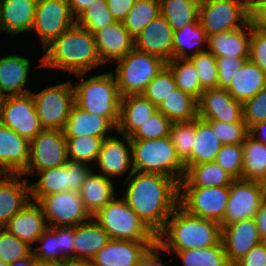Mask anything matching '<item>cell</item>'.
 Listing matches in <instances>:
<instances>
[{"label":"cell","mask_w":266,"mask_h":266,"mask_svg":"<svg viewBox=\"0 0 266 266\" xmlns=\"http://www.w3.org/2000/svg\"><path fill=\"white\" fill-rule=\"evenodd\" d=\"M125 184L122 197L157 235L179 206V182L161 174L134 171L126 177Z\"/></svg>","instance_id":"6da1fadb"},{"label":"cell","mask_w":266,"mask_h":266,"mask_svg":"<svg viewBox=\"0 0 266 266\" xmlns=\"http://www.w3.org/2000/svg\"><path fill=\"white\" fill-rule=\"evenodd\" d=\"M40 67L55 68L70 74L88 73L103 65L94 35L74 24L43 49Z\"/></svg>","instance_id":"7a4b0ae2"},{"label":"cell","mask_w":266,"mask_h":266,"mask_svg":"<svg viewBox=\"0 0 266 266\" xmlns=\"http://www.w3.org/2000/svg\"><path fill=\"white\" fill-rule=\"evenodd\" d=\"M221 241V225L187 213L178 206L157 234V245L168 254L173 251L202 249Z\"/></svg>","instance_id":"3957f363"},{"label":"cell","mask_w":266,"mask_h":266,"mask_svg":"<svg viewBox=\"0 0 266 266\" xmlns=\"http://www.w3.org/2000/svg\"><path fill=\"white\" fill-rule=\"evenodd\" d=\"M85 74H74L81 79L73 85L75 104L88 113L107 117L117 127L121 95L113 70L83 80Z\"/></svg>","instance_id":"277c9868"},{"label":"cell","mask_w":266,"mask_h":266,"mask_svg":"<svg viewBox=\"0 0 266 266\" xmlns=\"http://www.w3.org/2000/svg\"><path fill=\"white\" fill-rule=\"evenodd\" d=\"M134 171L169 176L180 182L185 164L177 155L170 137L153 140H131Z\"/></svg>","instance_id":"5b68a950"},{"label":"cell","mask_w":266,"mask_h":266,"mask_svg":"<svg viewBox=\"0 0 266 266\" xmlns=\"http://www.w3.org/2000/svg\"><path fill=\"white\" fill-rule=\"evenodd\" d=\"M110 239L157 241V235L129 207L123 197L116 196L94 216Z\"/></svg>","instance_id":"8992f818"},{"label":"cell","mask_w":266,"mask_h":266,"mask_svg":"<svg viewBox=\"0 0 266 266\" xmlns=\"http://www.w3.org/2000/svg\"><path fill=\"white\" fill-rule=\"evenodd\" d=\"M115 63L117 67L113 74H115L121 97L141 94L166 65L161 58L135 48Z\"/></svg>","instance_id":"52a82bcc"},{"label":"cell","mask_w":266,"mask_h":266,"mask_svg":"<svg viewBox=\"0 0 266 266\" xmlns=\"http://www.w3.org/2000/svg\"><path fill=\"white\" fill-rule=\"evenodd\" d=\"M198 19L208 37L239 29L250 22V0H201Z\"/></svg>","instance_id":"ba28073f"},{"label":"cell","mask_w":266,"mask_h":266,"mask_svg":"<svg viewBox=\"0 0 266 266\" xmlns=\"http://www.w3.org/2000/svg\"><path fill=\"white\" fill-rule=\"evenodd\" d=\"M31 93L42 128L63 131L75 104L73 84L67 81Z\"/></svg>","instance_id":"9c48e42d"},{"label":"cell","mask_w":266,"mask_h":266,"mask_svg":"<svg viewBox=\"0 0 266 266\" xmlns=\"http://www.w3.org/2000/svg\"><path fill=\"white\" fill-rule=\"evenodd\" d=\"M229 186L179 187V206L187 213L221 224L227 209Z\"/></svg>","instance_id":"30bf717a"},{"label":"cell","mask_w":266,"mask_h":266,"mask_svg":"<svg viewBox=\"0 0 266 266\" xmlns=\"http://www.w3.org/2000/svg\"><path fill=\"white\" fill-rule=\"evenodd\" d=\"M68 159L64 132L57 129H43L30 141L29 162L22 175L27 177L42 170L62 166Z\"/></svg>","instance_id":"8fae6325"},{"label":"cell","mask_w":266,"mask_h":266,"mask_svg":"<svg viewBox=\"0 0 266 266\" xmlns=\"http://www.w3.org/2000/svg\"><path fill=\"white\" fill-rule=\"evenodd\" d=\"M0 123L31 141L43 130L32 93L5 96Z\"/></svg>","instance_id":"7c38bea8"},{"label":"cell","mask_w":266,"mask_h":266,"mask_svg":"<svg viewBox=\"0 0 266 266\" xmlns=\"http://www.w3.org/2000/svg\"><path fill=\"white\" fill-rule=\"evenodd\" d=\"M75 24L67 0H38L32 30L43 49Z\"/></svg>","instance_id":"4fadbf2b"},{"label":"cell","mask_w":266,"mask_h":266,"mask_svg":"<svg viewBox=\"0 0 266 266\" xmlns=\"http://www.w3.org/2000/svg\"><path fill=\"white\" fill-rule=\"evenodd\" d=\"M38 203L43 209L49 227L76 226L91 218L77 191L69 190L46 195Z\"/></svg>","instance_id":"5bb4252c"},{"label":"cell","mask_w":266,"mask_h":266,"mask_svg":"<svg viewBox=\"0 0 266 266\" xmlns=\"http://www.w3.org/2000/svg\"><path fill=\"white\" fill-rule=\"evenodd\" d=\"M263 200L259 181L235 179L229 186L227 209L220 225H229L244 219L255 218Z\"/></svg>","instance_id":"9a60e30c"},{"label":"cell","mask_w":266,"mask_h":266,"mask_svg":"<svg viewBox=\"0 0 266 266\" xmlns=\"http://www.w3.org/2000/svg\"><path fill=\"white\" fill-rule=\"evenodd\" d=\"M198 118L224 123L243 119V103L235 100L226 89L204 90L198 99Z\"/></svg>","instance_id":"2e32d148"},{"label":"cell","mask_w":266,"mask_h":266,"mask_svg":"<svg viewBox=\"0 0 266 266\" xmlns=\"http://www.w3.org/2000/svg\"><path fill=\"white\" fill-rule=\"evenodd\" d=\"M123 136V140H119L117 136L105 138L102 142L100 153L97 157V167L99 174L111 177H118L129 171L128 176L134 172L132 164V146L131 139Z\"/></svg>","instance_id":"e0dca14e"},{"label":"cell","mask_w":266,"mask_h":266,"mask_svg":"<svg viewBox=\"0 0 266 266\" xmlns=\"http://www.w3.org/2000/svg\"><path fill=\"white\" fill-rule=\"evenodd\" d=\"M174 31L166 19L159 15L134 38V48L164 60L173 59Z\"/></svg>","instance_id":"ac0fdd59"},{"label":"cell","mask_w":266,"mask_h":266,"mask_svg":"<svg viewBox=\"0 0 266 266\" xmlns=\"http://www.w3.org/2000/svg\"><path fill=\"white\" fill-rule=\"evenodd\" d=\"M157 241L110 239L91 259L96 266H138L140 259Z\"/></svg>","instance_id":"d6986e66"},{"label":"cell","mask_w":266,"mask_h":266,"mask_svg":"<svg viewBox=\"0 0 266 266\" xmlns=\"http://www.w3.org/2000/svg\"><path fill=\"white\" fill-rule=\"evenodd\" d=\"M221 241L228 262L233 265L263 240L258 234L255 218H249L233 224L221 225Z\"/></svg>","instance_id":"ffe728a7"},{"label":"cell","mask_w":266,"mask_h":266,"mask_svg":"<svg viewBox=\"0 0 266 266\" xmlns=\"http://www.w3.org/2000/svg\"><path fill=\"white\" fill-rule=\"evenodd\" d=\"M29 156L30 141L0 123V174H22Z\"/></svg>","instance_id":"44dd1931"},{"label":"cell","mask_w":266,"mask_h":266,"mask_svg":"<svg viewBox=\"0 0 266 266\" xmlns=\"http://www.w3.org/2000/svg\"><path fill=\"white\" fill-rule=\"evenodd\" d=\"M48 227L41 205L30 200L3 228L32 248Z\"/></svg>","instance_id":"7402d4cb"},{"label":"cell","mask_w":266,"mask_h":266,"mask_svg":"<svg viewBox=\"0 0 266 266\" xmlns=\"http://www.w3.org/2000/svg\"><path fill=\"white\" fill-rule=\"evenodd\" d=\"M23 177L22 174H0V228L31 200L29 179Z\"/></svg>","instance_id":"603a6c76"},{"label":"cell","mask_w":266,"mask_h":266,"mask_svg":"<svg viewBox=\"0 0 266 266\" xmlns=\"http://www.w3.org/2000/svg\"><path fill=\"white\" fill-rule=\"evenodd\" d=\"M99 55L104 64L117 61L134 49V37L122 22L116 21L94 34Z\"/></svg>","instance_id":"cb8c5ba5"},{"label":"cell","mask_w":266,"mask_h":266,"mask_svg":"<svg viewBox=\"0 0 266 266\" xmlns=\"http://www.w3.org/2000/svg\"><path fill=\"white\" fill-rule=\"evenodd\" d=\"M38 0H0L2 31L18 35L32 30Z\"/></svg>","instance_id":"d4e9b609"},{"label":"cell","mask_w":266,"mask_h":266,"mask_svg":"<svg viewBox=\"0 0 266 266\" xmlns=\"http://www.w3.org/2000/svg\"><path fill=\"white\" fill-rule=\"evenodd\" d=\"M158 111V107L142 94L121 97L117 132L130 136L149 117Z\"/></svg>","instance_id":"484cf974"},{"label":"cell","mask_w":266,"mask_h":266,"mask_svg":"<svg viewBox=\"0 0 266 266\" xmlns=\"http://www.w3.org/2000/svg\"><path fill=\"white\" fill-rule=\"evenodd\" d=\"M111 129L117 130V127L107 117L88 113L74 104L63 132L65 138L81 137L84 135L111 137L112 135H108Z\"/></svg>","instance_id":"4316f807"},{"label":"cell","mask_w":266,"mask_h":266,"mask_svg":"<svg viewBox=\"0 0 266 266\" xmlns=\"http://www.w3.org/2000/svg\"><path fill=\"white\" fill-rule=\"evenodd\" d=\"M246 30V31H245ZM252 23L233 31L208 37L207 50L217 57L249 58Z\"/></svg>","instance_id":"83f0119b"},{"label":"cell","mask_w":266,"mask_h":266,"mask_svg":"<svg viewBox=\"0 0 266 266\" xmlns=\"http://www.w3.org/2000/svg\"><path fill=\"white\" fill-rule=\"evenodd\" d=\"M30 63L28 58L17 54L0 58V92L4 96L31 92L24 87L28 81Z\"/></svg>","instance_id":"f1b7e54d"},{"label":"cell","mask_w":266,"mask_h":266,"mask_svg":"<svg viewBox=\"0 0 266 266\" xmlns=\"http://www.w3.org/2000/svg\"><path fill=\"white\" fill-rule=\"evenodd\" d=\"M265 86V72L252 60L247 59L236 71L230 86L226 90L235 100L244 103Z\"/></svg>","instance_id":"f546056e"},{"label":"cell","mask_w":266,"mask_h":266,"mask_svg":"<svg viewBox=\"0 0 266 266\" xmlns=\"http://www.w3.org/2000/svg\"><path fill=\"white\" fill-rule=\"evenodd\" d=\"M79 194L85 210L91 217L117 196L113 180L95 170L84 181Z\"/></svg>","instance_id":"4dcf8cb0"},{"label":"cell","mask_w":266,"mask_h":266,"mask_svg":"<svg viewBox=\"0 0 266 266\" xmlns=\"http://www.w3.org/2000/svg\"><path fill=\"white\" fill-rule=\"evenodd\" d=\"M109 241V235L91 217L75 226L74 259L91 260Z\"/></svg>","instance_id":"1f68e13d"},{"label":"cell","mask_w":266,"mask_h":266,"mask_svg":"<svg viewBox=\"0 0 266 266\" xmlns=\"http://www.w3.org/2000/svg\"><path fill=\"white\" fill-rule=\"evenodd\" d=\"M185 176L179 187L230 186L235 178L215 161L198 165H185Z\"/></svg>","instance_id":"d6a6232c"},{"label":"cell","mask_w":266,"mask_h":266,"mask_svg":"<svg viewBox=\"0 0 266 266\" xmlns=\"http://www.w3.org/2000/svg\"><path fill=\"white\" fill-rule=\"evenodd\" d=\"M222 145L216 133H214L212 126L207 121L196 118L192 155L184 164L198 165L213 162L221 150Z\"/></svg>","instance_id":"836d02e7"},{"label":"cell","mask_w":266,"mask_h":266,"mask_svg":"<svg viewBox=\"0 0 266 266\" xmlns=\"http://www.w3.org/2000/svg\"><path fill=\"white\" fill-rule=\"evenodd\" d=\"M39 179L30 185V198L39 202L44 196L71 191L70 165L68 163L39 171Z\"/></svg>","instance_id":"e575fe53"},{"label":"cell","mask_w":266,"mask_h":266,"mask_svg":"<svg viewBox=\"0 0 266 266\" xmlns=\"http://www.w3.org/2000/svg\"><path fill=\"white\" fill-rule=\"evenodd\" d=\"M206 45H208V36L199 21L189 23L182 29L174 31L173 59L190 58L200 52L207 51L205 47L208 46ZM190 49H193V52Z\"/></svg>","instance_id":"d590c367"},{"label":"cell","mask_w":266,"mask_h":266,"mask_svg":"<svg viewBox=\"0 0 266 266\" xmlns=\"http://www.w3.org/2000/svg\"><path fill=\"white\" fill-rule=\"evenodd\" d=\"M171 122L191 121L198 118V99L178 87L158 106Z\"/></svg>","instance_id":"8d00e7d4"},{"label":"cell","mask_w":266,"mask_h":266,"mask_svg":"<svg viewBox=\"0 0 266 266\" xmlns=\"http://www.w3.org/2000/svg\"><path fill=\"white\" fill-rule=\"evenodd\" d=\"M160 15L171 25L173 31L185 25L199 21L198 0H159Z\"/></svg>","instance_id":"74e56055"},{"label":"cell","mask_w":266,"mask_h":266,"mask_svg":"<svg viewBox=\"0 0 266 266\" xmlns=\"http://www.w3.org/2000/svg\"><path fill=\"white\" fill-rule=\"evenodd\" d=\"M242 179L261 181L266 176V147L248 134L242 143Z\"/></svg>","instance_id":"f35d334b"},{"label":"cell","mask_w":266,"mask_h":266,"mask_svg":"<svg viewBox=\"0 0 266 266\" xmlns=\"http://www.w3.org/2000/svg\"><path fill=\"white\" fill-rule=\"evenodd\" d=\"M184 266H232L227 259L223 243L202 248L175 251Z\"/></svg>","instance_id":"ab89813d"},{"label":"cell","mask_w":266,"mask_h":266,"mask_svg":"<svg viewBox=\"0 0 266 266\" xmlns=\"http://www.w3.org/2000/svg\"><path fill=\"white\" fill-rule=\"evenodd\" d=\"M174 74L179 89L199 99L202 92L199 75L189 58H175L166 63Z\"/></svg>","instance_id":"60d3db41"},{"label":"cell","mask_w":266,"mask_h":266,"mask_svg":"<svg viewBox=\"0 0 266 266\" xmlns=\"http://www.w3.org/2000/svg\"><path fill=\"white\" fill-rule=\"evenodd\" d=\"M159 15V0H136L134 6L128 12L122 23L135 38L145 26Z\"/></svg>","instance_id":"b9f144b4"},{"label":"cell","mask_w":266,"mask_h":266,"mask_svg":"<svg viewBox=\"0 0 266 266\" xmlns=\"http://www.w3.org/2000/svg\"><path fill=\"white\" fill-rule=\"evenodd\" d=\"M115 22L116 20L108 9L107 0H94L75 18L76 25L83 27L93 35Z\"/></svg>","instance_id":"7bdbcfd3"},{"label":"cell","mask_w":266,"mask_h":266,"mask_svg":"<svg viewBox=\"0 0 266 266\" xmlns=\"http://www.w3.org/2000/svg\"><path fill=\"white\" fill-rule=\"evenodd\" d=\"M108 137L81 136L66 138L68 158L91 165L96 162L102 142Z\"/></svg>","instance_id":"ee69618b"},{"label":"cell","mask_w":266,"mask_h":266,"mask_svg":"<svg viewBox=\"0 0 266 266\" xmlns=\"http://www.w3.org/2000/svg\"><path fill=\"white\" fill-rule=\"evenodd\" d=\"M169 137L177 155L185 162L193 151L195 137V119L191 121L172 122Z\"/></svg>","instance_id":"f6af8a7d"},{"label":"cell","mask_w":266,"mask_h":266,"mask_svg":"<svg viewBox=\"0 0 266 266\" xmlns=\"http://www.w3.org/2000/svg\"><path fill=\"white\" fill-rule=\"evenodd\" d=\"M177 88L174 74L165 65L164 68L151 80L141 93L157 107L166 97Z\"/></svg>","instance_id":"bcb514c9"},{"label":"cell","mask_w":266,"mask_h":266,"mask_svg":"<svg viewBox=\"0 0 266 266\" xmlns=\"http://www.w3.org/2000/svg\"><path fill=\"white\" fill-rule=\"evenodd\" d=\"M172 122L160 111L155 112L129 137L131 140H153L169 137Z\"/></svg>","instance_id":"7dc6e473"},{"label":"cell","mask_w":266,"mask_h":266,"mask_svg":"<svg viewBox=\"0 0 266 266\" xmlns=\"http://www.w3.org/2000/svg\"><path fill=\"white\" fill-rule=\"evenodd\" d=\"M198 75L203 90L218 88V70L216 57L208 50L189 58Z\"/></svg>","instance_id":"c3c4849f"},{"label":"cell","mask_w":266,"mask_h":266,"mask_svg":"<svg viewBox=\"0 0 266 266\" xmlns=\"http://www.w3.org/2000/svg\"><path fill=\"white\" fill-rule=\"evenodd\" d=\"M38 247H32L33 257L38 262L56 263L62 265L66 260L61 256L59 249L58 235L50 228L37 239Z\"/></svg>","instance_id":"681fc988"},{"label":"cell","mask_w":266,"mask_h":266,"mask_svg":"<svg viewBox=\"0 0 266 266\" xmlns=\"http://www.w3.org/2000/svg\"><path fill=\"white\" fill-rule=\"evenodd\" d=\"M31 253L30 246L0 228V261L10 264L28 257Z\"/></svg>","instance_id":"f907efd6"},{"label":"cell","mask_w":266,"mask_h":266,"mask_svg":"<svg viewBox=\"0 0 266 266\" xmlns=\"http://www.w3.org/2000/svg\"><path fill=\"white\" fill-rule=\"evenodd\" d=\"M215 162L235 179H242L243 146L242 144H223Z\"/></svg>","instance_id":"816d5d0a"},{"label":"cell","mask_w":266,"mask_h":266,"mask_svg":"<svg viewBox=\"0 0 266 266\" xmlns=\"http://www.w3.org/2000/svg\"><path fill=\"white\" fill-rule=\"evenodd\" d=\"M207 121L216 133L222 144H242L249 134L246 123L242 119L240 122L224 123L217 120Z\"/></svg>","instance_id":"f5cc1de1"},{"label":"cell","mask_w":266,"mask_h":266,"mask_svg":"<svg viewBox=\"0 0 266 266\" xmlns=\"http://www.w3.org/2000/svg\"><path fill=\"white\" fill-rule=\"evenodd\" d=\"M243 120L248 130L266 121V86L243 103Z\"/></svg>","instance_id":"db71d44e"},{"label":"cell","mask_w":266,"mask_h":266,"mask_svg":"<svg viewBox=\"0 0 266 266\" xmlns=\"http://www.w3.org/2000/svg\"><path fill=\"white\" fill-rule=\"evenodd\" d=\"M249 58L238 57H217V70H218V88L227 89L233 79L236 71L246 62Z\"/></svg>","instance_id":"11a10c76"},{"label":"cell","mask_w":266,"mask_h":266,"mask_svg":"<svg viewBox=\"0 0 266 266\" xmlns=\"http://www.w3.org/2000/svg\"><path fill=\"white\" fill-rule=\"evenodd\" d=\"M249 59L256 63L266 74V32L252 26Z\"/></svg>","instance_id":"9f6ffc18"},{"label":"cell","mask_w":266,"mask_h":266,"mask_svg":"<svg viewBox=\"0 0 266 266\" xmlns=\"http://www.w3.org/2000/svg\"><path fill=\"white\" fill-rule=\"evenodd\" d=\"M58 235L61 256L65 259H74L75 226L50 227Z\"/></svg>","instance_id":"6f0895ef"},{"label":"cell","mask_w":266,"mask_h":266,"mask_svg":"<svg viewBox=\"0 0 266 266\" xmlns=\"http://www.w3.org/2000/svg\"><path fill=\"white\" fill-rule=\"evenodd\" d=\"M67 163L70 165L71 191L79 192L84 181L93 171V167L90 164L71 159H68Z\"/></svg>","instance_id":"680465c9"},{"label":"cell","mask_w":266,"mask_h":266,"mask_svg":"<svg viewBox=\"0 0 266 266\" xmlns=\"http://www.w3.org/2000/svg\"><path fill=\"white\" fill-rule=\"evenodd\" d=\"M232 266H266V242L255 245Z\"/></svg>","instance_id":"91938a15"},{"label":"cell","mask_w":266,"mask_h":266,"mask_svg":"<svg viewBox=\"0 0 266 266\" xmlns=\"http://www.w3.org/2000/svg\"><path fill=\"white\" fill-rule=\"evenodd\" d=\"M250 22L255 29L266 32V0H250Z\"/></svg>","instance_id":"94428289"},{"label":"cell","mask_w":266,"mask_h":266,"mask_svg":"<svg viewBox=\"0 0 266 266\" xmlns=\"http://www.w3.org/2000/svg\"><path fill=\"white\" fill-rule=\"evenodd\" d=\"M135 2L136 0H107V5L113 18L118 22H122Z\"/></svg>","instance_id":"6125c7cd"},{"label":"cell","mask_w":266,"mask_h":266,"mask_svg":"<svg viewBox=\"0 0 266 266\" xmlns=\"http://www.w3.org/2000/svg\"><path fill=\"white\" fill-rule=\"evenodd\" d=\"M161 253L163 254L162 249L157 244H155L140 259L138 266H168V264L161 262Z\"/></svg>","instance_id":"be15d7a7"},{"label":"cell","mask_w":266,"mask_h":266,"mask_svg":"<svg viewBox=\"0 0 266 266\" xmlns=\"http://www.w3.org/2000/svg\"><path fill=\"white\" fill-rule=\"evenodd\" d=\"M255 221L260 238L266 239V199L263 200L261 207L255 214Z\"/></svg>","instance_id":"e7e4bbea"},{"label":"cell","mask_w":266,"mask_h":266,"mask_svg":"<svg viewBox=\"0 0 266 266\" xmlns=\"http://www.w3.org/2000/svg\"><path fill=\"white\" fill-rule=\"evenodd\" d=\"M70 11L74 18H76L84 9L89 7L94 0H67Z\"/></svg>","instance_id":"03108f58"},{"label":"cell","mask_w":266,"mask_h":266,"mask_svg":"<svg viewBox=\"0 0 266 266\" xmlns=\"http://www.w3.org/2000/svg\"><path fill=\"white\" fill-rule=\"evenodd\" d=\"M249 134L266 147V121L254 125Z\"/></svg>","instance_id":"003e7915"},{"label":"cell","mask_w":266,"mask_h":266,"mask_svg":"<svg viewBox=\"0 0 266 266\" xmlns=\"http://www.w3.org/2000/svg\"><path fill=\"white\" fill-rule=\"evenodd\" d=\"M62 266H96L92 260H84V259H68L66 260Z\"/></svg>","instance_id":"a7ac6f4b"},{"label":"cell","mask_w":266,"mask_h":266,"mask_svg":"<svg viewBox=\"0 0 266 266\" xmlns=\"http://www.w3.org/2000/svg\"><path fill=\"white\" fill-rule=\"evenodd\" d=\"M36 261L37 260L33 257V254L31 253L28 257L24 259L10 263L9 266H34Z\"/></svg>","instance_id":"89a4df30"},{"label":"cell","mask_w":266,"mask_h":266,"mask_svg":"<svg viewBox=\"0 0 266 266\" xmlns=\"http://www.w3.org/2000/svg\"><path fill=\"white\" fill-rule=\"evenodd\" d=\"M34 266H62V265L56 264V263H48V262H38V261H36Z\"/></svg>","instance_id":"2644e50d"},{"label":"cell","mask_w":266,"mask_h":266,"mask_svg":"<svg viewBox=\"0 0 266 266\" xmlns=\"http://www.w3.org/2000/svg\"><path fill=\"white\" fill-rule=\"evenodd\" d=\"M264 199H266V176L260 181Z\"/></svg>","instance_id":"8c879c8a"},{"label":"cell","mask_w":266,"mask_h":266,"mask_svg":"<svg viewBox=\"0 0 266 266\" xmlns=\"http://www.w3.org/2000/svg\"><path fill=\"white\" fill-rule=\"evenodd\" d=\"M5 96L0 92V113Z\"/></svg>","instance_id":"753ad0ef"},{"label":"cell","mask_w":266,"mask_h":266,"mask_svg":"<svg viewBox=\"0 0 266 266\" xmlns=\"http://www.w3.org/2000/svg\"><path fill=\"white\" fill-rule=\"evenodd\" d=\"M0 266H9V264L8 263H5L3 261H0Z\"/></svg>","instance_id":"34e18365"}]
</instances>
